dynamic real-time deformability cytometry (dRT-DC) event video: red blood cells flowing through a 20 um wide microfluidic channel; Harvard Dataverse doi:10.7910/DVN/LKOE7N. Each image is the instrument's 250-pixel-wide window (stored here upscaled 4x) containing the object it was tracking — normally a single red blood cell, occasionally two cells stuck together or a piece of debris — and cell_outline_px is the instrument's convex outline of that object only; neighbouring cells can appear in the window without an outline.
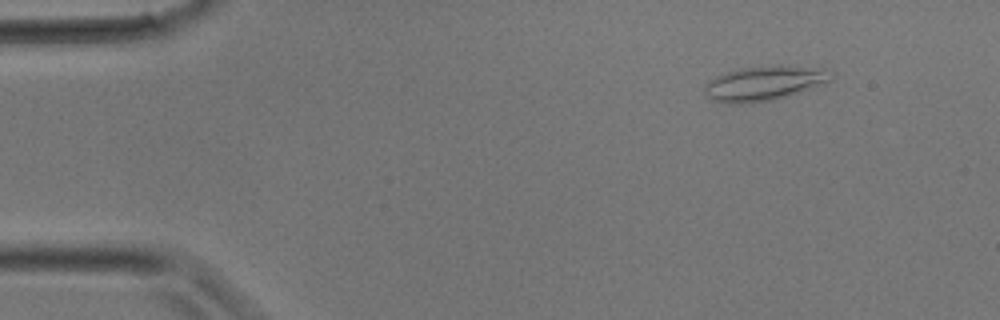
{"species": "common noctule bat (a hibernating species)", "species_latin": "Nyctalus noctula", "temperature_condition": "room temperature", "stored_images_in_passage": 30, "camera_frame_rate_fps": 3000, "um_per_image_px": 0.085, "animal": {"sex": "male", "body_mass_g": 17.9}, "frame": {"image": 1, "passage_image": 2, "time_ms": 0.333, "image_size_px": [1000, 320], "cell_outline_px": [[832, 80], [824, 84], [772, 100], [740, 104], [728, 104], [712, 100], [704, 92], [704, 84], [708, 80], [716, 76], [728, 72], [744, 68], [776, 64], [780, 64], [828, 68], [832, 72]], "centroid_in_image_um": [64.99, 7.06], "position_along_channel_um": 20.0, "area_um2": 25.84}}
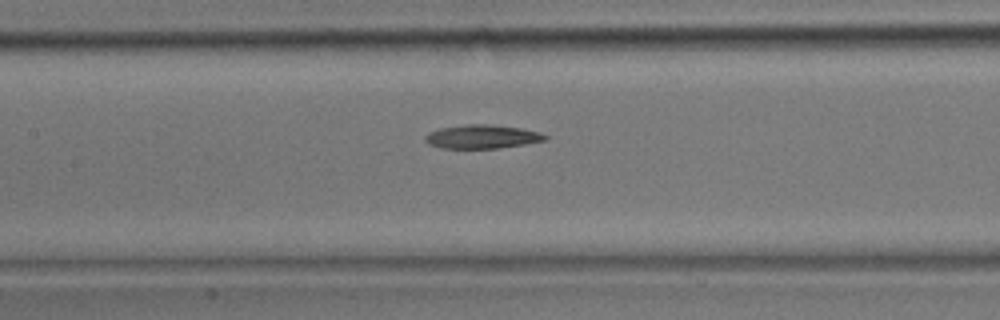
{"frame": {"image": 2, "passage_image": 13, "time_ms": 4.0, "image_size_px": [1000, 320], "cell_outline_px": [[548, 140], [524, 144], [496, 148], [440, 148], [428, 144], [424, 140], [424, 136], [428, 132], [440, 128], [464, 124], [488, 124], [520, 128], [540, 132], [548, 136]], "centroid_in_image_um": [40.95, 11.61], "position_along_channel_um": 166.5, "area_um2": 16.65}}
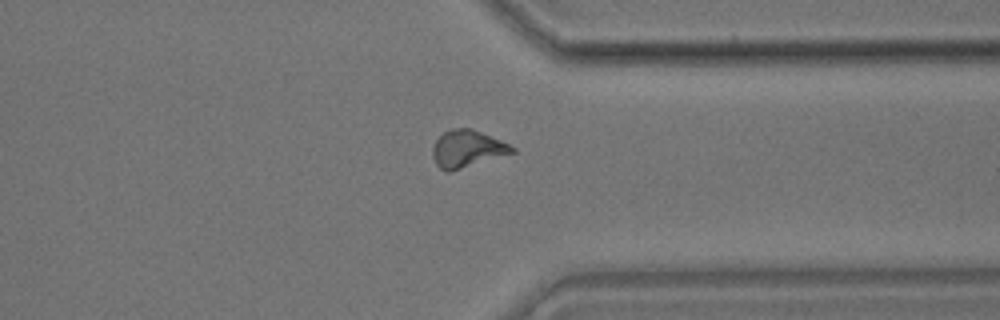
{"frame": {"image": 3, "passage_image": 23, "time_ms": 7.333, "image_size_px": [1000, 320], "cell_outline_px": [[516, 152], [448, 172], [444, 172], [436, 164], [432, 156], [432, 148], [436, 140], [444, 132], [452, 128], [472, 128], [500, 140], [516, 148]], "centroid_in_image_um": [39.7, 12.65], "position_along_channel_um": 371.7, "area_um2": 17.11}}